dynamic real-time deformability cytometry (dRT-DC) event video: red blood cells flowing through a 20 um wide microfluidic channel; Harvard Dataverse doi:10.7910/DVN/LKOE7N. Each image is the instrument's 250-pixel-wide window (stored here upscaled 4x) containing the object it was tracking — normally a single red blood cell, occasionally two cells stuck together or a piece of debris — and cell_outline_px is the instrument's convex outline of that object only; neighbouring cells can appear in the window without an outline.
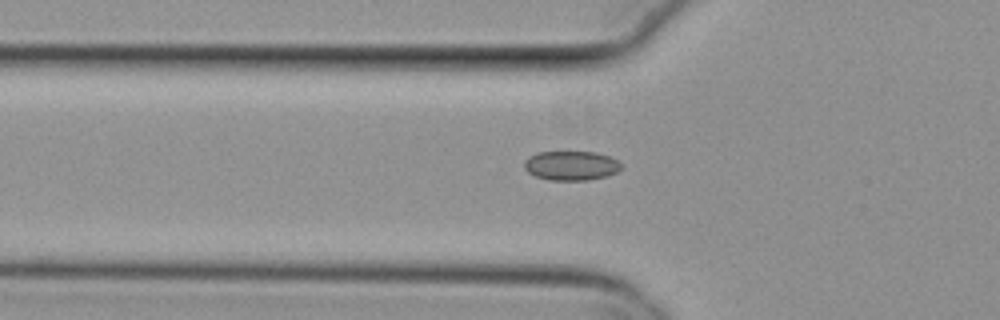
{"species": "common noctule bat (a hibernating species)", "species_latin": "Nyctalus noctula", "temperature_condition": "cold", "stored_images_in_passage": 54, "camera_frame_rate_fps": 3000, "um_per_image_px": 0.085, "animal": {"sex": "female", "body_mass_g": 29.2, "forearm_length_mm": 56.3}, "frame": {"image": 1, "passage_image": 19, "time_ms": 6.0, "image_size_px": [1000, 320], "cell_outline_px": [[624, 168], [608, 176], [588, 180], [548, 180], [536, 176], [528, 172], [524, 168], [524, 160], [528, 156], [540, 152], [596, 152], [608, 156], [624, 164]], "centroid_in_image_um": [48.57, 14.08], "position_along_channel_um": 77.2, "area_um2": 16.76}}
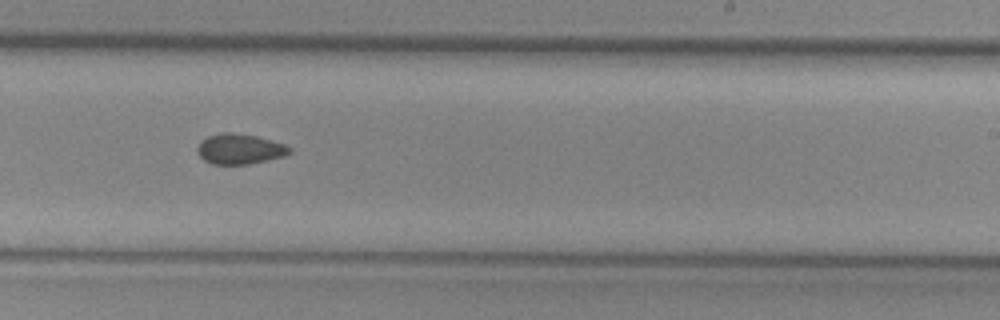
{"frame": {"image": 2, "passage_image": 34, "time_ms": 11.0, "image_size_px": [1000, 320], "cell_outline_px": [[292, 152], [284, 156], [268, 160], [248, 164], [212, 164], [204, 160], [196, 152], [196, 148], [208, 136], [224, 132], [232, 132], [256, 136], [284, 144], [292, 148]], "centroid_in_image_um": [20.39, 12.67], "position_along_channel_um": 268.6, "area_um2": 16.18}}
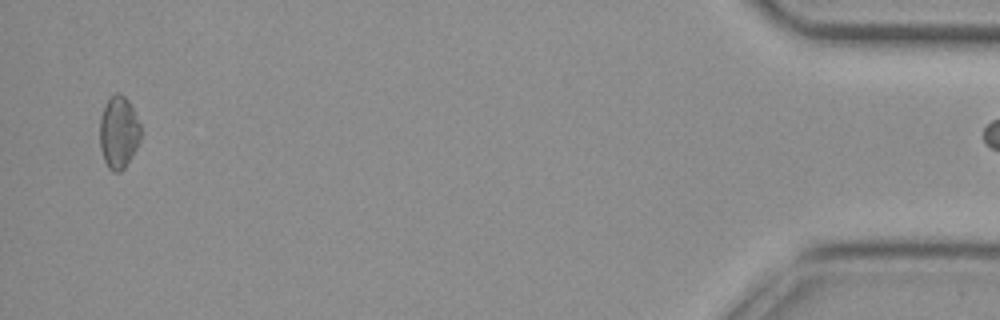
{"frame": {"image": 3, "passage_image": 53, "time_ms": 17.333, "image_size_px": [1000, 320], "cell_outline_px": [[140, 136], [136, 148], [124, 168], [120, 172], [112, 172], [108, 168], [104, 160], [100, 148], [100, 116], [104, 104], [116, 92], [124, 96], [128, 100], [140, 124]], "centroid_in_image_um": [10.06, 11.25], "position_along_channel_um": 425.1, "area_um2": 17.11}}